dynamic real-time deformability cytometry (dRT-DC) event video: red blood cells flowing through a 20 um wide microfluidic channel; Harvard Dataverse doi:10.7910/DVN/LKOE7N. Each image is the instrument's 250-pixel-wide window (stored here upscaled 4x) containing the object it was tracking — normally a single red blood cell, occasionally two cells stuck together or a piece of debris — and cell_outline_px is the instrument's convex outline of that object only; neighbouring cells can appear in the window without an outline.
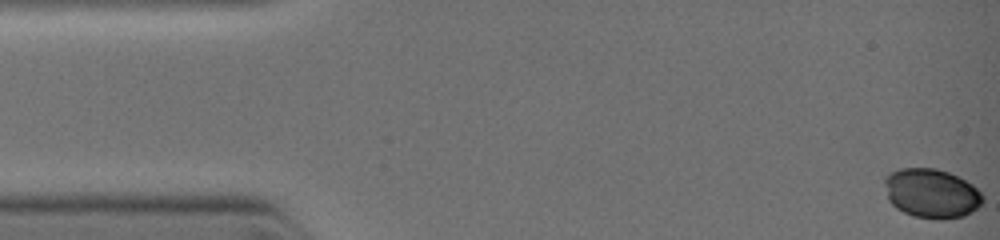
{"species": "common noctule bat (a hibernating species)", "species_latin": "Nyctalus noctula", "temperature_condition": "warm", "stored_images_in_passage": 13, "camera_frame_rate_fps": 3000, "um_per_image_px": 0.085, "animal": {"sex": "female", "body_mass_g": 19.0, "forearm_length_mm": 51.5}, "frame": {"image": 1, "passage_image": 1, "time_ms": 0.0, "image_size_px": [1000, 240], "cell_outline_px": [[984, 200], [972, 212], [964, 216], [940, 220], [936, 220], [912, 216], [896, 208], [888, 200], [884, 184], [884, 176], [900, 168], [936, 168], [948, 172], [972, 184], [984, 196]], "centroid_in_image_um": [79.16, 16.45], "position_along_channel_um": 5.8, "area_um2": 28.38}}
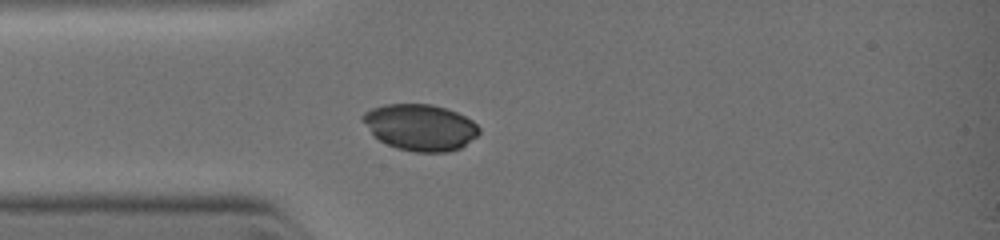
{"frame": {"image": 2, "passage_image": 10, "time_ms": 3.0, "image_size_px": [1000, 240], "cell_outline_px": [[480, 132], [476, 136], [460, 148], [448, 152], [416, 152], [396, 148], [380, 140], [360, 120], [360, 116], [364, 112], [372, 108], [384, 104], [432, 104], [456, 112], [472, 120], [480, 128]], "centroid_in_image_um": [35.7, 10.81], "position_along_channel_um": 49.3, "area_um2": 31.33}}